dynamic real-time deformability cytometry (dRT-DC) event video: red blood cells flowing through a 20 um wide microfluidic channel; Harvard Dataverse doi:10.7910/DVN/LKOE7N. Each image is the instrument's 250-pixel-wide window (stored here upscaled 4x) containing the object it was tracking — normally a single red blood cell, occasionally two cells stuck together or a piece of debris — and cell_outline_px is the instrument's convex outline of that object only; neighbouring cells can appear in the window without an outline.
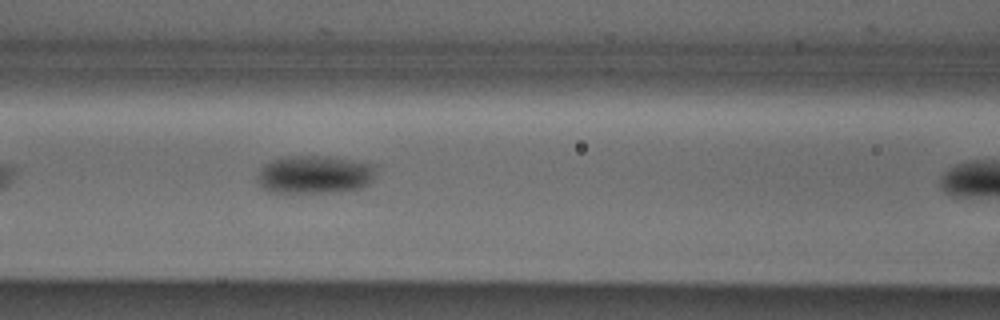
{"species": "Egyptian fruit bat (a non-hibernating species)", "species_latin": "Rousettus aegyptiacus", "temperature_condition": "cold", "stored_images_in_passage": 10, "camera_frame_rate_fps": 3000, "um_per_image_px": 0.085, "animal": {"sex": "male"}, "frame": {"image": 1, "passage_image": 9, "time_ms": 2.667, "image_size_px": [1000, 320], "cell_outline_px": [[376, 164], [372, 180], [368, 184], [360, 188], [332, 192], [268, 192], [256, 180], [256, 176], [260, 168], [264, 164], [280, 156], [332, 156]], "centroid_in_image_um": [26.72, 14.81], "position_along_channel_um": 139.9, "area_um2": 26.59}}